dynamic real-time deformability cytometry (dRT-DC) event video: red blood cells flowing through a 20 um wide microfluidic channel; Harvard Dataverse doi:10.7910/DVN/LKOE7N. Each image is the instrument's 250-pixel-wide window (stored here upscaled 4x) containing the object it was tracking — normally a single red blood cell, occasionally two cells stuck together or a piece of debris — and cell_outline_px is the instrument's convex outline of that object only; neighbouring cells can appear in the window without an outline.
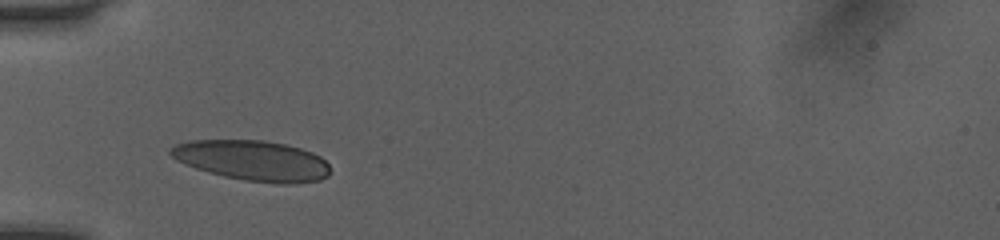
{"species": "human", "species_latin": "Homo sapiens", "temperature_condition": "room temperature", "stored_images_in_passage": 3, "camera_frame_rate_fps": 3000, "um_per_image_px": 0.085, "donor": {"sex": "female"}, "frame": {"image": 1, "passage_image": 1, "time_ms": 0.0, "image_size_px": [1000, 240], "cell_outline_px": [[328, 176], [320, 180], [292, 184], [284, 184], [244, 180], [224, 176], [208, 172], [184, 164], [176, 160], [168, 152], [168, 148], [176, 144], [188, 140], [264, 140], [284, 144], [300, 148], [312, 152], [320, 156], [328, 164]], "centroid_in_image_um": [21.43, 13.64], "position_along_channel_um": 63.6, "area_um2": 37.51}}